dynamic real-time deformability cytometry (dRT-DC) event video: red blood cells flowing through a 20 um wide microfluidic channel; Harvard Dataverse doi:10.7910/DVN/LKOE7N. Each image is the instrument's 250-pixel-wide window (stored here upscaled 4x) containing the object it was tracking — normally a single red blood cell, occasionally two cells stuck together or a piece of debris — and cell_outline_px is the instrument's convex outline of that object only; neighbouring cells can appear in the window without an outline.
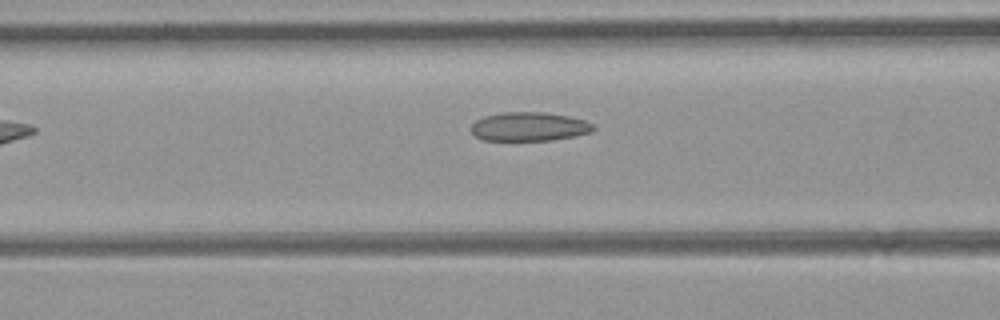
{"species": "common noctule bat (a hibernating species)", "species_latin": "Nyctalus noctula", "temperature_condition": "room temperature", "stored_images_in_passage": 4, "camera_frame_rate_fps": 3000, "um_per_image_px": 0.085, "animal": {"sex": "female", "body_mass_g": 21.9}, "frame": {"image": 1, "passage_image": 4, "time_ms": 1.0, "image_size_px": [1000, 320], "cell_outline_px": [[596, 128], [588, 132], [572, 136], [552, 140], [484, 140], [476, 136], [472, 132], [472, 124], [476, 120], [484, 116], [504, 112], [544, 112], [568, 116], [584, 120], [592, 124]], "centroid_in_image_um": [44.95, 10.75], "position_along_channel_um": 121.6, "area_um2": 20.29}}